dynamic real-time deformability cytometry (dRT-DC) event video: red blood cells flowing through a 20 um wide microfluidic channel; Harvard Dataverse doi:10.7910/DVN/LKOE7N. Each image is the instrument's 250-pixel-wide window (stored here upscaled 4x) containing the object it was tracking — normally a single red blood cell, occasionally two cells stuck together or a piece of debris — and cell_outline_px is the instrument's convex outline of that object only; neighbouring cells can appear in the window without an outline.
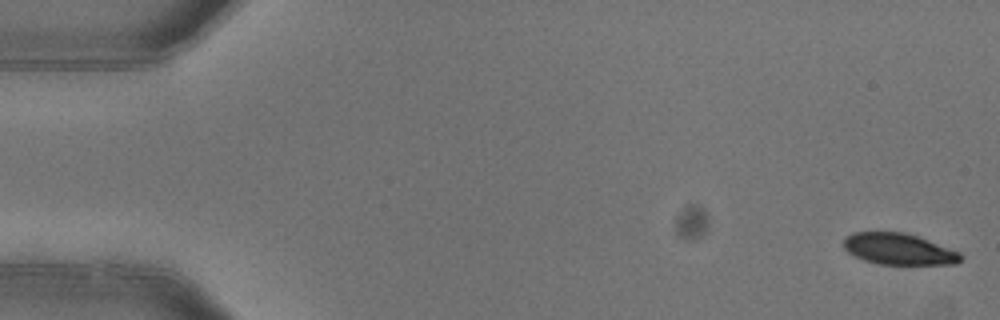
{"species": "common noctule bat (a hibernating species)", "species_latin": "Nyctalus noctula", "temperature_condition": "warm", "stored_images_in_passage": 5, "camera_frame_rate_fps": 3000, "um_per_image_px": 0.085, "animal": {"sex": "female"}, "frame": {"image": 1, "passage_image": 1, "time_ms": 0.0, "image_size_px": [1000, 320], "cell_outline_px": [[964, 256], [956, 264], [880, 264], [864, 260], [848, 252], [844, 248], [844, 240], [852, 232], [904, 232], [916, 236], [960, 252]], "centroid_in_image_um": [76.4, 21.17], "position_along_channel_um": 8.6, "area_um2": 21.1}}
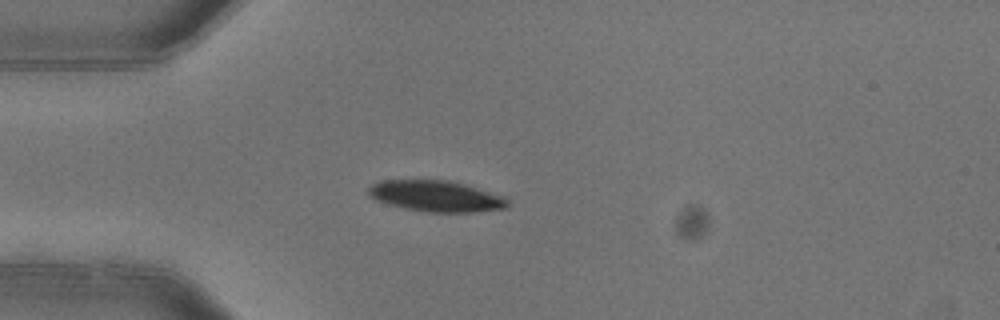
{"frame": {"image": 2, "passage_image": 4, "time_ms": 1.0, "image_size_px": [1000, 320], "cell_outline_px": [[508, 208], [472, 212], [428, 212], [388, 204], [376, 200], [368, 196], [368, 188], [372, 184], [380, 180], [448, 180], [464, 184], [504, 196], [508, 200]], "centroid_in_image_um": [37.06, 16.66], "position_along_channel_um": 47.9, "area_um2": 25.09}}